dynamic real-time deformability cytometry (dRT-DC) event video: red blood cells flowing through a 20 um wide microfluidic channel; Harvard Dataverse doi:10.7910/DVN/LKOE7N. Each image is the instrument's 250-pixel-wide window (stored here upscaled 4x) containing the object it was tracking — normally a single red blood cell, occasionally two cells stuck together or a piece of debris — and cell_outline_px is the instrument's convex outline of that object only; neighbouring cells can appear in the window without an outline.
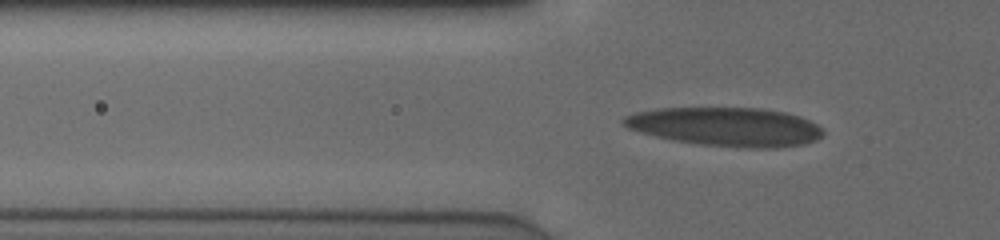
{"species": "human", "species_latin": "Homo sapiens", "temperature_condition": "cold", "stored_images_in_passage": 36, "camera_frame_rate_fps": 3000, "um_per_image_px": 0.085, "donor": {"sex": "male"}, "frame": {"image": 1, "passage_image": 12, "time_ms": 3.667, "image_size_px": [1000, 240], "cell_outline_px": [[824, 132], [816, 140], [804, 144], [776, 148], [744, 148], [696, 144], [672, 140], [640, 132], [628, 128], [620, 124], [620, 120], [624, 116], [636, 112], [656, 108], [764, 108], [784, 112], [800, 116], [816, 124]], "centroid_in_image_um": [61.66, 10.77], "position_along_channel_um": 64.1, "area_um2": 45.37}}
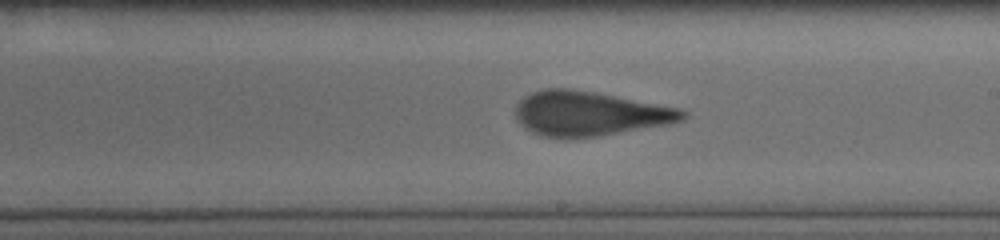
{"frame": {"image": 2, "passage_image": 26, "time_ms": 8.333, "image_size_px": [1000, 240], "cell_outline_px": [[688, 116], [680, 120], [668, 124], [600, 136], [564, 140], [540, 136], [524, 128], [516, 120], [516, 104], [524, 96], [532, 92], [548, 88], [568, 88], [592, 92], [676, 108], [688, 112]], "centroid_in_image_um": [50.01, 9.69], "position_along_channel_um": 239.0, "area_um2": 43.35}}
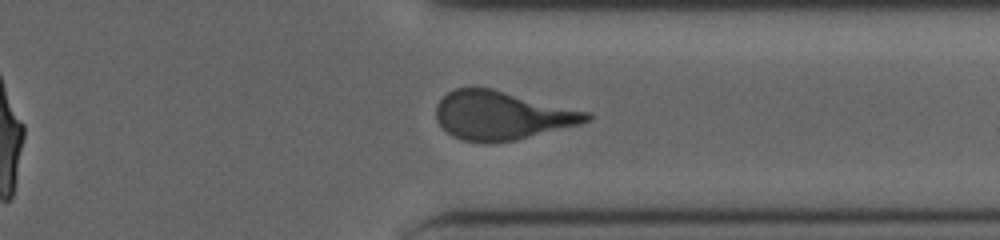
{"frame": {"image": 3, "passage_image": 36, "time_ms": 11.667, "image_size_px": [1000, 240], "cell_outline_px": [[592, 120], [580, 124], [516, 140], [492, 144], [488, 144], [464, 140], [452, 136], [436, 120], [436, 104], [448, 92], [456, 88], [492, 88], [592, 112]], "centroid_in_image_um": [42.69, 9.82], "position_along_channel_um": 368.7, "area_um2": 42.95}}